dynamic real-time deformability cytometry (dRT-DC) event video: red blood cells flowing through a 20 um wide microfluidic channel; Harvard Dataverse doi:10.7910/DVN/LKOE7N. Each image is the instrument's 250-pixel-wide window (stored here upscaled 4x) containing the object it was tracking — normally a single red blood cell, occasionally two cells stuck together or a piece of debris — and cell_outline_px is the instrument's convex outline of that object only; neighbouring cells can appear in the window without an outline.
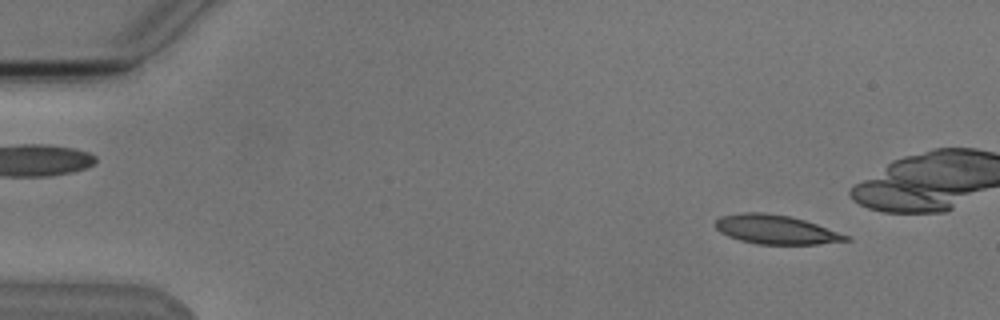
{"species": "Egyptian fruit bat (a non-hibernating species)", "species_latin": "Rousettus aegyptiacus", "temperature_condition": "cold", "stored_images_in_passage": 6, "camera_frame_rate_fps": 3000, "um_per_image_px": 0.085, "animal": {"sex": "male"}, "frame": {"image": 1, "passage_image": 2, "time_ms": 1.0, "image_size_px": [1000, 320], "cell_outline_px": [[852, 240], [816, 244], [756, 244], [740, 240], [728, 236], [720, 232], [716, 228], [716, 220], [720, 216], [740, 212], [764, 212], [788, 216], [804, 220], [852, 236]], "centroid_in_image_um": [65.96, 19.51], "position_along_channel_um": 19.0, "area_um2": 22.14}}